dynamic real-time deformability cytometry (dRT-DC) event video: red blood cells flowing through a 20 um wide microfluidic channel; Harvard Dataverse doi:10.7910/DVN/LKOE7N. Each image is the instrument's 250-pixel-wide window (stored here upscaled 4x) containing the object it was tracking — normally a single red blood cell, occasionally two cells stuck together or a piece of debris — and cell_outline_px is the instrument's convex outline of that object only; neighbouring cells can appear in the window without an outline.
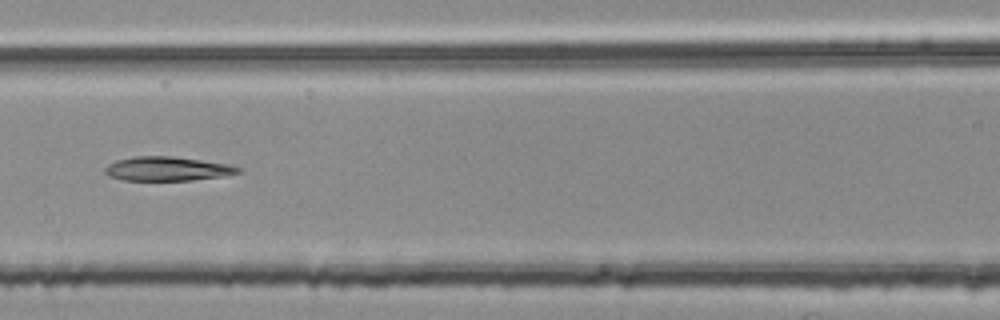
{"species": "common noctule bat (a hibernating species)", "species_latin": "Nyctalus noctula", "temperature_condition": "room temperature", "stored_images_in_passage": 39, "camera_frame_rate_fps": 3000, "um_per_image_px": 0.085, "animal": {"sex": "female", "body_mass_g": 25.1}, "frame": {"image": 1, "passage_image": 9, "time_ms": 2.667, "image_size_px": [1000, 320], "cell_outline_px": [[240, 172], [224, 176], [192, 180], [124, 180], [108, 176], [104, 172], [104, 168], [108, 164], [116, 160], [136, 156], [172, 156], [228, 164], [240, 168]], "centroid_in_image_um": [14.18, 14.34], "position_along_channel_um": 152.4, "area_um2": 18.61}}
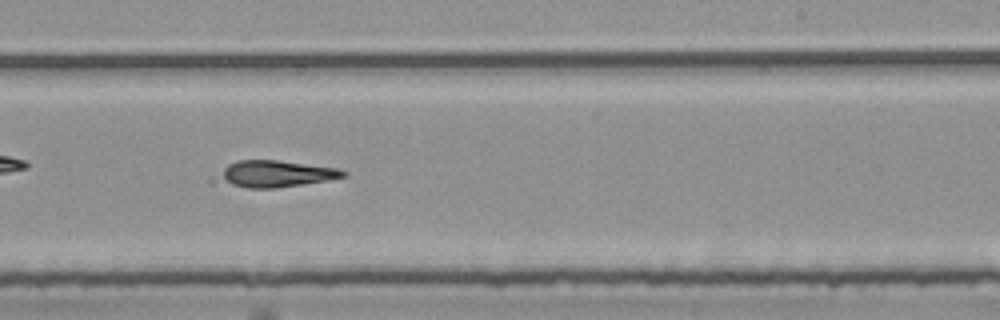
{"frame": {"image": 2, "passage_image": 18, "time_ms": 5.667, "image_size_px": [1000, 320], "cell_outline_px": [[348, 172], [344, 176], [328, 180], [276, 188], [248, 188], [232, 184], [224, 176], [224, 168], [228, 164], [240, 160], [276, 160], [340, 168]], "centroid_in_image_um": [23.6, 14.76], "position_along_channel_um": 265.4, "area_um2": 18.55}}
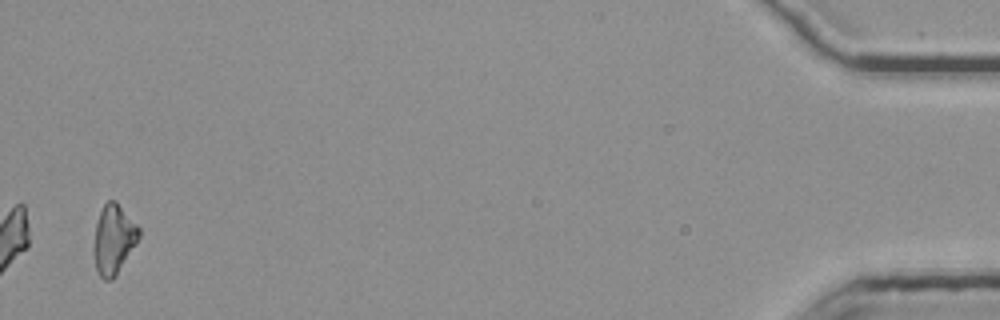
{"frame": {"image": 3, "passage_image": 38, "time_ms": 12.333, "image_size_px": [1000, 320], "cell_outline_px": [[140, 236], [116, 276], [112, 280], [104, 280], [100, 276], [96, 268], [92, 252], [92, 248], [96, 224], [100, 212], [104, 204], [108, 200], [116, 200], [140, 228]], "centroid_in_image_um": [9.64, 20.35], "position_along_channel_um": 425.6, "area_um2": 18.38}}